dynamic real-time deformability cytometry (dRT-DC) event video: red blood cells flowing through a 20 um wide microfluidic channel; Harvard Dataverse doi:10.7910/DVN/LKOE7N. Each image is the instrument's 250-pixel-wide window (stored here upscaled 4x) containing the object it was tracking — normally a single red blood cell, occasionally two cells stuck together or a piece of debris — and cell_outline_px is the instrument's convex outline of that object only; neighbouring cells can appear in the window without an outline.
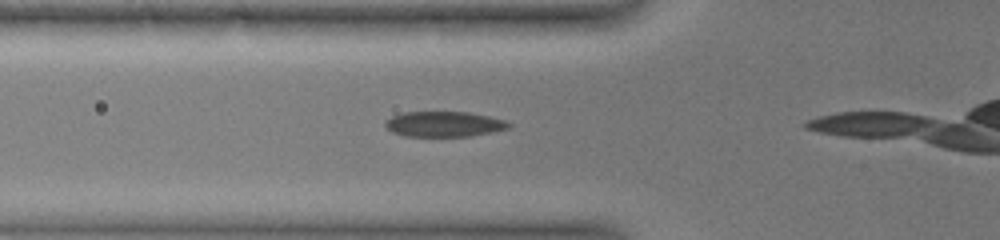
{"species": "common noctule bat (a hibernating species)", "species_latin": "Nyctalus noctula", "temperature_condition": "warm", "stored_images_in_passage": 10, "camera_frame_rate_fps": 3000, "um_per_image_px": 0.085, "animal": {"sex": "female", "body_mass_g": 19.0, "forearm_length_mm": 51.5}, "frame": {"image": 1, "passage_image": 7, "time_ms": 2.667, "image_size_px": [1000, 240], "cell_outline_px": [[512, 124], [508, 128], [492, 132], [468, 136], [404, 136], [392, 132], [384, 124], [384, 120], [392, 116], [404, 112], [468, 112], [488, 116], [504, 120]], "centroid_in_image_um": [37.71, 10.54], "position_along_channel_um": 88.1, "area_um2": 18.15}}